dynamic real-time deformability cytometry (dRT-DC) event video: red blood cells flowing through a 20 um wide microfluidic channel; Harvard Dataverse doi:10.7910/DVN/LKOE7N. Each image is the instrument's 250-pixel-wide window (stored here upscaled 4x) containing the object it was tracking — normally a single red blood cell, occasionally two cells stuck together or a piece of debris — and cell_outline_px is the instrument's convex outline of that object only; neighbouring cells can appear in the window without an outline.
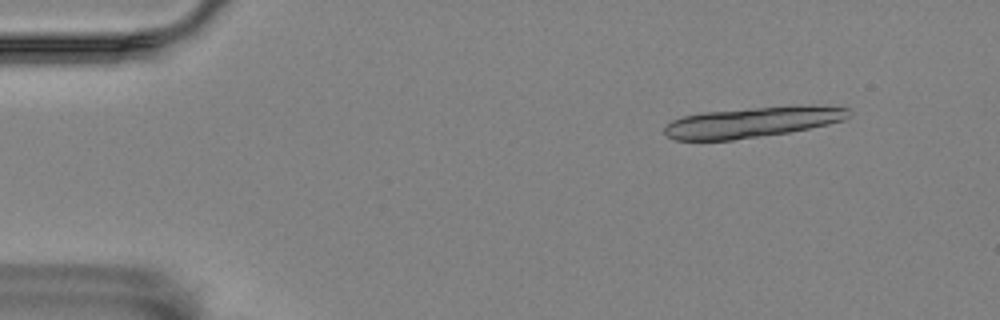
{"species": "Egyptian fruit bat (a non-hibernating species)", "species_latin": "Rousettus aegyptiacus", "temperature_condition": "room temperature", "stored_images_in_passage": 18, "camera_frame_rate_fps": 3000, "um_per_image_px": 0.085, "animal": {"sex": "female"}, "frame": {"image": 1, "passage_image": 6, "time_ms": 1.667, "image_size_px": [1000, 320], "cell_outline_px": [[848, 116], [844, 120], [828, 124], [788, 132], [732, 140], [676, 140], [668, 136], [664, 132], [664, 128], [672, 120], [684, 116], [704, 112], [748, 108], [812, 104], [848, 108]], "centroid_in_image_um": [63.97, 10.37], "position_along_channel_um": 21.0, "area_um2": 32.6}}